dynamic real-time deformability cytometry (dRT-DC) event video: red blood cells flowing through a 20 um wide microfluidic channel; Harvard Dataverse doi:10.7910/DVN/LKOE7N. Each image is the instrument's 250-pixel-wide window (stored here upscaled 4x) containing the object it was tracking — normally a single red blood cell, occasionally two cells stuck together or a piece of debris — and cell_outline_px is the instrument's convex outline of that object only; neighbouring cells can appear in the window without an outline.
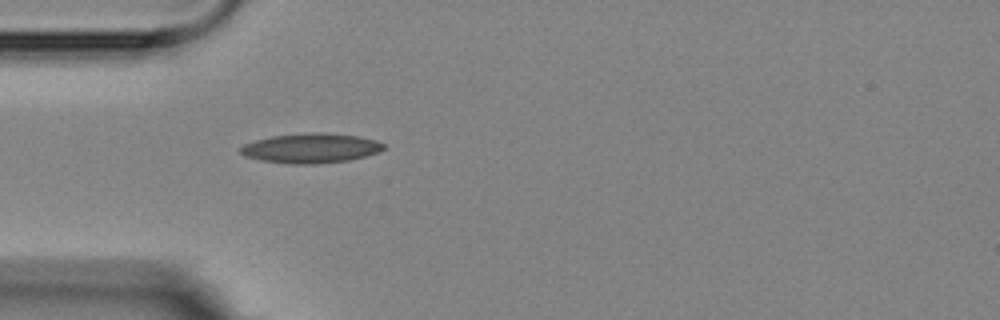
{"species": "Egyptian fruit bat (a non-hibernating species)", "species_latin": "Rousettus aegyptiacus", "temperature_condition": "room temperature", "stored_images_in_passage": 1, "camera_frame_rate_fps": 3000, "um_per_image_px": 0.085, "animal": {"sex": "female"}, "frame": {"image": 1, "passage_image": 1, "time_ms": 0.0, "image_size_px": [1000, 320], "cell_outline_px": [[384, 148], [380, 152], [348, 160], [316, 164], [292, 164], [260, 160], [244, 156], [240, 152], [240, 148], [244, 144], [256, 140], [272, 136], [312, 132], [328, 132], [360, 136], [376, 140], [384, 144]], "centroid_in_image_um": [26.44, 12.59], "position_along_channel_um": 58.6, "area_um2": 24.85}}